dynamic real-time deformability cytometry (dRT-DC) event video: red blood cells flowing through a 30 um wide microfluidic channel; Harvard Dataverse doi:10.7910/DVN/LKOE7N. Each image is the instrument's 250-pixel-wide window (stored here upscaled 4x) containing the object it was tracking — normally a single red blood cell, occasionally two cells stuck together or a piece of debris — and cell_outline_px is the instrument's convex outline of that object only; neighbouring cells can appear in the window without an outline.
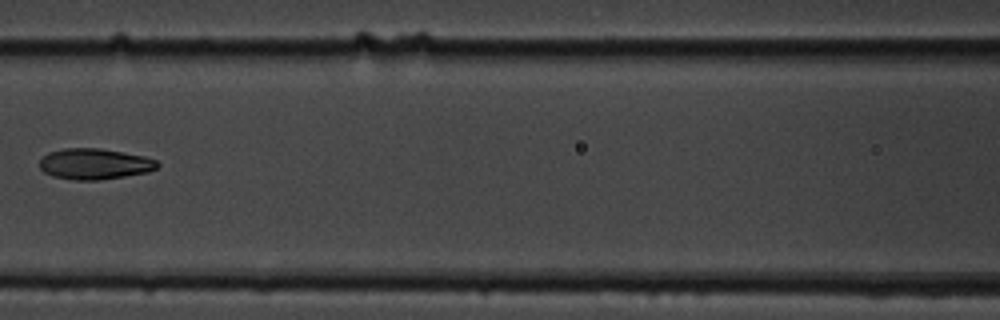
{"species": "common noctule bat (a hibernating species)", "species_latin": "Nyctalus noctula", "temperature_condition": "cold", "stored_images_in_passage": 12, "camera_frame_rate_fps": 3000, "um_per_image_px": 0.085, "animal": {"sex": "male", "body_mass_g": 19.5, "forearm_length_mm": 54.6}, "frame": {"image": 1, "passage_image": 9, "time_ms": 10.333, "image_size_px": [1000, 320], "cell_outline_px": [[160, 164], [156, 168], [148, 172], [100, 180], [72, 180], [52, 176], [44, 172], [40, 168], [40, 160], [48, 152], [64, 148], [100, 148], [144, 156], [156, 160]], "centroid_in_image_um": [8.02, 13.93], "position_along_channel_um": 158.6, "area_um2": 21.21}}
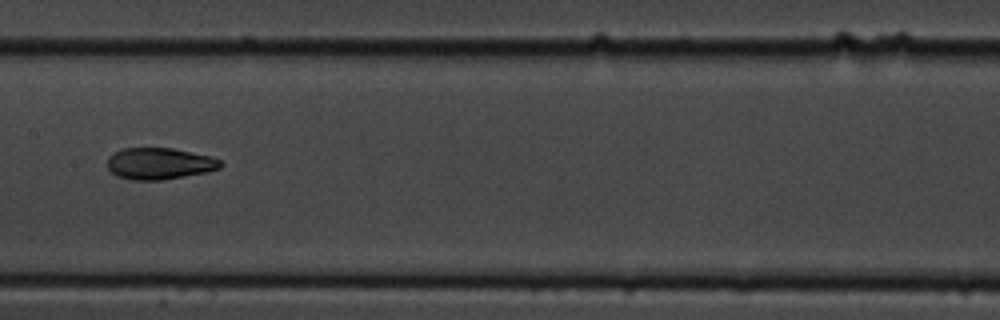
{"frame": {"image": 2, "passage_image": 10, "time_ms": 11.333, "image_size_px": [1000, 320], "cell_outline_px": [[224, 164], [220, 168], [208, 172], [160, 180], [132, 180], [116, 176], [108, 168], [108, 156], [112, 152], [124, 148], [172, 148], [212, 156], [220, 160]], "centroid_in_image_um": [13.56, 13.9], "position_along_channel_um": 193.8, "area_um2": 20.98}}
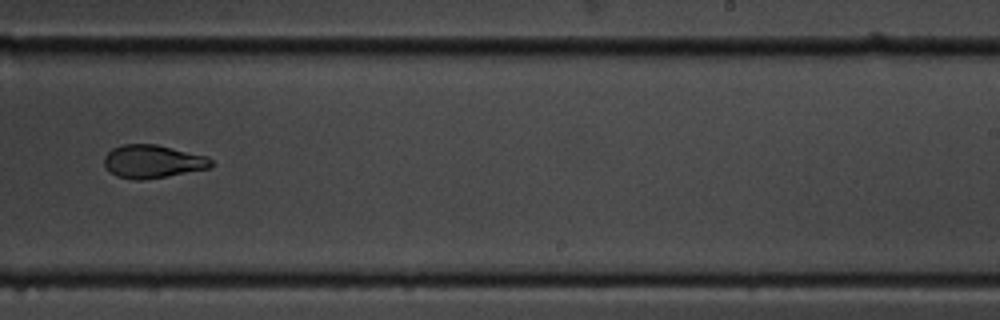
{"frame": {"image": 3, "passage_image": 12, "time_ms": 13.667, "image_size_px": [1000, 320], "cell_outline_px": [[216, 164], [208, 168], [168, 176], [140, 180], [136, 180], [116, 176], [104, 164], [104, 156], [112, 148], [120, 144], [156, 144], [208, 156]], "centroid_in_image_um": [13.0, 13.71], "position_along_channel_um": 276.0, "area_um2": 20.69}}